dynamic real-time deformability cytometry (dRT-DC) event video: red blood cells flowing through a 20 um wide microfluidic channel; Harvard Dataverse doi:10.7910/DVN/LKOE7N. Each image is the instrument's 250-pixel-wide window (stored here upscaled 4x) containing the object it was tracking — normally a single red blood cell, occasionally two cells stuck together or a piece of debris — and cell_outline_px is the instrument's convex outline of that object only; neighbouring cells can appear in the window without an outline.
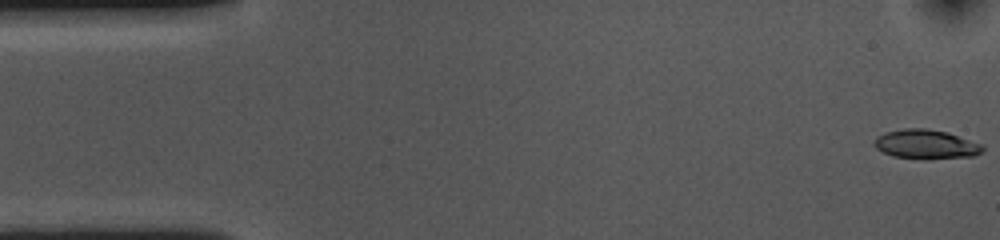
{"species": "common noctule bat (a hibernating species)", "species_latin": "Nyctalus noctula", "temperature_condition": "cold", "stored_images_in_passage": 54, "camera_frame_rate_fps": 3000, "um_per_image_px": 0.085, "animal": {"sex": "female", "body_mass_g": 10.0, "forearm_length_mm": 53.1}, "frame": {"image": 1, "passage_image": 1, "time_ms": 0.0, "image_size_px": [1000, 240], "cell_outline_px": [[984, 148], [980, 152], [972, 156], [920, 160], [892, 156], [876, 148], [872, 144], [876, 136], [884, 132], [904, 128], [924, 128], [948, 132], [984, 144]], "centroid_in_image_um": [78.68, 12.26], "position_along_channel_um": 6.3, "area_um2": 18.84}}
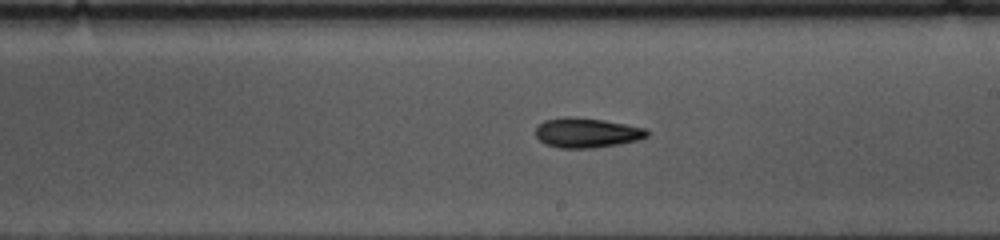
{"frame": {"image": 2, "passage_image": 30, "time_ms": 9.667, "image_size_px": [1000, 240], "cell_outline_px": [[648, 136], [640, 140], [620, 144], [592, 148], [560, 148], [544, 144], [536, 136], [536, 128], [544, 120], [564, 116], [572, 116], [604, 120], [648, 128]], "centroid_in_image_um": [49.9, 11.28], "position_along_channel_um": 239.1, "area_um2": 19.59}}
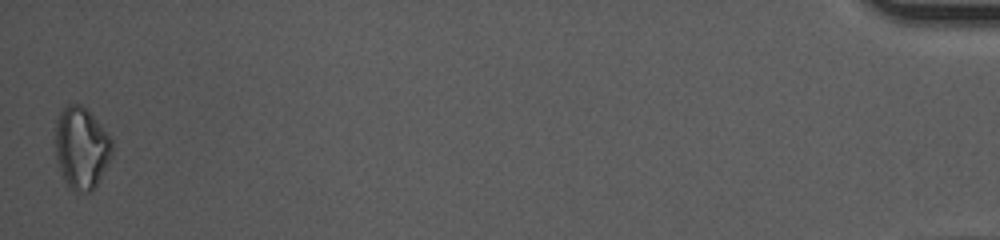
{"frame": {"image": 3, "passage_image": 54, "time_ms": 17.667, "image_size_px": [1000, 240], "cell_outline_px": [[112, 156], [92, 192], [76, 192], [68, 188], [64, 180], [56, 156], [56, 120], [60, 112], [68, 104], [80, 104], [92, 116], [112, 140]], "centroid_in_image_um": [6.91, 12.61], "position_along_channel_um": 428.3, "area_um2": 26.7}, "authors_computed_cell_mechanics": {"area_um2": 18.8717, "velocity_mm_per_s": 3.6154, "shape_relaxation_time_tau1_ms": 4.8771, "shape_relaxation_time_tau2_ms": null, "deformation_change_tau1": 0.1384, "deformation_change_tau2": null}}